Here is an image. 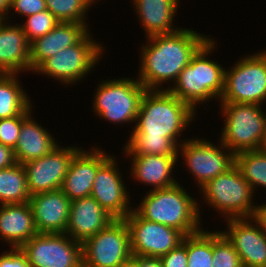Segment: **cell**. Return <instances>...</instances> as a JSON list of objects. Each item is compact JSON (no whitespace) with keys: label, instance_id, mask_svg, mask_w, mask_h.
Returning <instances> with one entry per match:
<instances>
[{"label":"cell","instance_id":"4","mask_svg":"<svg viewBox=\"0 0 266 267\" xmlns=\"http://www.w3.org/2000/svg\"><path fill=\"white\" fill-rule=\"evenodd\" d=\"M182 185L178 182L167 188L146 191L139 198V204L133 205V210L141 218L177 229L184 236L197 233L206 227L201 222L198 199Z\"/></svg>","mask_w":266,"mask_h":267},{"label":"cell","instance_id":"5","mask_svg":"<svg viewBox=\"0 0 266 267\" xmlns=\"http://www.w3.org/2000/svg\"><path fill=\"white\" fill-rule=\"evenodd\" d=\"M198 192L196 196L200 197L197 198L203 199V202L198 200L201 220H204L201 217L204 212L201 208L205 204L210 210L213 209L212 211L221 215V222L231 218L252 217L257 205L256 194L235 164L225 173L208 181Z\"/></svg>","mask_w":266,"mask_h":267},{"label":"cell","instance_id":"21","mask_svg":"<svg viewBox=\"0 0 266 267\" xmlns=\"http://www.w3.org/2000/svg\"><path fill=\"white\" fill-rule=\"evenodd\" d=\"M129 2L144 31V38L157 34H170L182 28L175 25L178 23L177 12L182 7L181 0H130Z\"/></svg>","mask_w":266,"mask_h":267},{"label":"cell","instance_id":"35","mask_svg":"<svg viewBox=\"0 0 266 267\" xmlns=\"http://www.w3.org/2000/svg\"><path fill=\"white\" fill-rule=\"evenodd\" d=\"M46 9L45 0H11L10 12L5 20L12 21L10 19H14L16 16L25 19V17L42 12Z\"/></svg>","mask_w":266,"mask_h":267},{"label":"cell","instance_id":"14","mask_svg":"<svg viewBox=\"0 0 266 267\" xmlns=\"http://www.w3.org/2000/svg\"><path fill=\"white\" fill-rule=\"evenodd\" d=\"M124 220L134 256L160 258L176 248L184 238L177 229L141 218L134 210Z\"/></svg>","mask_w":266,"mask_h":267},{"label":"cell","instance_id":"36","mask_svg":"<svg viewBox=\"0 0 266 267\" xmlns=\"http://www.w3.org/2000/svg\"><path fill=\"white\" fill-rule=\"evenodd\" d=\"M163 267H187V236H184L182 243L170 252L159 258Z\"/></svg>","mask_w":266,"mask_h":267},{"label":"cell","instance_id":"2","mask_svg":"<svg viewBox=\"0 0 266 267\" xmlns=\"http://www.w3.org/2000/svg\"><path fill=\"white\" fill-rule=\"evenodd\" d=\"M216 42L217 39L211 37L180 72L172 86L166 88L197 114L200 106L201 109L209 111L211 106L208 103L213 100H215L213 103L219 102L224 92L226 66L220 64L218 59L210 58L213 53L218 52V42Z\"/></svg>","mask_w":266,"mask_h":267},{"label":"cell","instance_id":"23","mask_svg":"<svg viewBox=\"0 0 266 267\" xmlns=\"http://www.w3.org/2000/svg\"><path fill=\"white\" fill-rule=\"evenodd\" d=\"M89 28L82 23L59 22L46 35L30 43V63L33 73L46 59L60 50L75 45Z\"/></svg>","mask_w":266,"mask_h":267},{"label":"cell","instance_id":"31","mask_svg":"<svg viewBox=\"0 0 266 267\" xmlns=\"http://www.w3.org/2000/svg\"><path fill=\"white\" fill-rule=\"evenodd\" d=\"M187 258V267H212V229L208 230L203 227L197 233L187 235Z\"/></svg>","mask_w":266,"mask_h":267},{"label":"cell","instance_id":"10","mask_svg":"<svg viewBox=\"0 0 266 267\" xmlns=\"http://www.w3.org/2000/svg\"><path fill=\"white\" fill-rule=\"evenodd\" d=\"M193 136L178 147V162L180 164L183 160L182 164L189 173L187 177L193 178L194 187L199 190L208 181L229 170L235 164V155L219 139L213 143L202 135Z\"/></svg>","mask_w":266,"mask_h":267},{"label":"cell","instance_id":"25","mask_svg":"<svg viewBox=\"0 0 266 267\" xmlns=\"http://www.w3.org/2000/svg\"><path fill=\"white\" fill-rule=\"evenodd\" d=\"M38 232L29 202L0 205V241L8 248H20Z\"/></svg>","mask_w":266,"mask_h":267},{"label":"cell","instance_id":"1","mask_svg":"<svg viewBox=\"0 0 266 267\" xmlns=\"http://www.w3.org/2000/svg\"><path fill=\"white\" fill-rule=\"evenodd\" d=\"M205 34L182 26L170 34L147 37L138 46L140 60L137 80L147 90H166L171 87L196 52L211 38L210 34Z\"/></svg>","mask_w":266,"mask_h":267},{"label":"cell","instance_id":"12","mask_svg":"<svg viewBox=\"0 0 266 267\" xmlns=\"http://www.w3.org/2000/svg\"><path fill=\"white\" fill-rule=\"evenodd\" d=\"M19 249L30 267H82V244L66 233H37Z\"/></svg>","mask_w":266,"mask_h":267},{"label":"cell","instance_id":"17","mask_svg":"<svg viewBox=\"0 0 266 267\" xmlns=\"http://www.w3.org/2000/svg\"><path fill=\"white\" fill-rule=\"evenodd\" d=\"M83 148L73 157L60 188L71 201L90 196L98 168L113 154L95 142Z\"/></svg>","mask_w":266,"mask_h":267},{"label":"cell","instance_id":"18","mask_svg":"<svg viewBox=\"0 0 266 267\" xmlns=\"http://www.w3.org/2000/svg\"><path fill=\"white\" fill-rule=\"evenodd\" d=\"M124 158L128 160L127 162H129L130 159L129 163H131V166L129 165L128 169L124 170L126 175L130 174L129 176H125V179L129 177V181L132 180L139 185L151 187V189L148 190L167 188L180 182L175 176V173H177L176 170L178 169L177 167H180L177 164L178 156L148 154L141 156H124L123 160Z\"/></svg>","mask_w":266,"mask_h":267},{"label":"cell","instance_id":"37","mask_svg":"<svg viewBox=\"0 0 266 267\" xmlns=\"http://www.w3.org/2000/svg\"><path fill=\"white\" fill-rule=\"evenodd\" d=\"M0 253V267H30L26 256L19 248H7Z\"/></svg>","mask_w":266,"mask_h":267},{"label":"cell","instance_id":"3","mask_svg":"<svg viewBox=\"0 0 266 267\" xmlns=\"http://www.w3.org/2000/svg\"><path fill=\"white\" fill-rule=\"evenodd\" d=\"M197 115L189 105L168 90H146L134 130L141 137H169L179 147L189 138L184 133L189 132L191 125L194 126L191 123L195 119L197 121Z\"/></svg>","mask_w":266,"mask_h":267},{"label":"cell","instance_id":"32","mask_svg":"<svg viewBox=\"0 0 266 267\" xmlns=\"http://www.w3.org/2000/svg\"><path fill=\"white\" fill-rule=\"evenodd\" d=\"M212 267H243L240 256L226 237L213 229Z\"/></svg>","mask_w":266,"mask_h":267},{"label":"cell","instance_id":"27","mask_svg":"<svg viewBox=\"0 0 266 267\" xmlns=\"http://www.w3.org/2000/svg\"><path fill=\"white\" fill-rule=\"evenodd\" d=\"M30 197L23 164L0 169V205L26 203Z\"/></svg>","mask_w":266,"mask_h":267},{"label":"cell","instance_id":"38","mask_svg":"<svg viewBox=\"0 0 266 267\" xmlns=\"http://www.w3.org/2000/svg\"><path fill=\"white\" fill-rule=\"evenodd\" d=\"M14 150L0 143V169L16 164Z\"/></svg>","mask_w":266,"mask_h":267},{"label":"cell","instance_id":"20","mask_svg":"<svg viewBox=\"0 0 266 267\" xmlns=\"http://www.w3.org/2000/svg\"><path fill=\"white\" fill-rule=\"evenodd\" d=\"M35 227L38 233H65L71 200L61 189L35 194L30 197Z\"/></svg>","mask_w":266,"mask_h":267},{"label":"cell","instance_id":"16","mask_svg":"<svg viewBox=\"0 0 266 267\" xmlns=\"http://www.w3.org/2000/svg\"><path fill=\"white\" fill-rule=\"evenodd\" d=\"M224 222L226 228L219 231L235 248L243 267H266V234L252 217Z\"/></svg>","mask_w":266,"mask_h":267},{"label":"cell","instance_id":"8","mask_svg":"<svg viewBox=\"0 0 266 267\" xmlns=\"http://www.w3.org/2000/svg\"><path fill=\"white\" fill-rule=\"evenodd\" d=\"M218 115L223 117L219 140L235 155L260 150L266 136L264 105L218 102ZM224 123V125H223Z\"/></svg>","mask_w":266,"mask_h":267},{"label":"cell","instance_id":"40","mask_svg":"<svg viewBox=\"0 0 266 267\" xmlns=\"http://www.w3.org/2000/svg\"><path fill=\"white\" fill-rule=\"evenodd\" d=\"M139 267H163L159 258L139 256Z\"/></svg>","mask_w":266,"mask_h":267},{"label":"cell","instance_id":"43","mask_svg":"<svg viewBox=\"0 0 266 267\" xmlns=\"http://www.w3.org/2000/svg\"><path fill=\"white\" fill-rule=\"evenodd\" d=\"M261 149H263V150L266 151V136H265V140L263 142V145H262V148Z\"/></svg>","mask_w":266,"mask_h":267},{"label":"cell","instance_id":"6","mask_svg":"<svg viewBox=\"0 0 266 267\" xmlns=\"http://www.w3.org/2000/svg\"><path fill=\"white\" fill-rule=\"evenodd\" d=\"M93 34L90 29L75 45L60 50L56 55L46 59L31 75H44L48 80L58 81V84L66 88L75 87L81 81L85 82L83 79L86 80L90 73L92 75L95 72L96 65L101 63L100 60L107 51L104 43L96 39V36L94 38Z\"/></svg>","mask_w":266,"mask_h":267},{"label":"cell","instance_id":"7","mask_svg":"<svg viewBox=\"0 0 266 267\" xmlns=\"http://www.w3.org/2000/svg\"><path fill=\"white\" fill-rule=\"evenodd\" d=\"M113 78V79H111ZM109 77L100 79L92 98V113L101 121L116 127L131 124V131L137 119L141 99L146 88L132 77ZM136 78V79H135ZM118 125V126H117Z\"/></svg>","mask_w":266,"mask_h":267},{"label":"cell","instance_id":"11","mask_svg":"<svg viewBox=\"0 0 266 267\" xmlns=\"http://www.w3.org/2000/svg\"><path fill=\"white\" fill-rule=\"evenodd\" d=\"M131 256L129 229L124 219H114L82 243V267H118Z\"/></svg>","mask_w":266,"mask_h":267},{"label":"cell","instance_id":"13","mask_svg":"<svg viewBox=\"0 0 266 267\" xmlns=\"http://www.w3.org/2000/svg\"><path fill=\"white\" fill-rule=\"evenodd\" d=\"M114 154L98 168L90 196L114 219H124L133 210L134 197Z\"/></svg>","mask_w":266,"mask_h":267},{"label":"cell","instance_id":"30","mask_svg":"<svg viewBox=\"0 0 266 267\" xmlns=\"http://www.w3.org/2000/svg\"><path fill=\"white\" fill-rule=\"evenodd\" d=\"M98 2V3H97ZM46 8L59 22H73L85 24L91 29L88 13L99 0H45ZM87 14V15H86Z\"/></svg>","mask_w":266,"mask_h":267},{"label":"cell","instance_id":"42","mask_svg":"<svg viewBox=\"0 0 266 267\" xmlns=\"http://www.w3.org/2000/svg\"><path fill=\"white\" fill-rule=\"evenodd\" d=\"M118 267H139V256L132 255L128 260L122 262Z\"/></svg>","mask_w":266,"mask_h":267},{"label":"cell","instance_id":"29","mask_svg":"<svg viewBox=\"0 0 266 267\" xmlns=\"http://www.w3.org/2000/svg\"><path fill=\"white\" fill-rule=\"evenodd\" d=\"M235 165L254 193L266 190V151L263 149L235 154ZM262 188V189H260Z\"/></svg>","mask_w":266,"mask_h":267},{"label":"cell","instance_id":"15","mask_svg":"<svg viewBox=\"0 0 266 267\" xmlns=\"http://www.w3.org/2000/svg\"><path fill=\"white\" fill-rule=\"evenodd\" d=\"M82 146L59 144L48 155L23 164L30 196L60 189L73 157Z\"/></svg>","mask_w":266,"mask_h":267},{"label":"cell","instance_id":"28","mask_svg":"<svg viewBox=\"0 0 266 267\" xmlns=\"http://www.w3.org/2000/svg\"><path fill=\"white\" fill-rule=\"evenodd\" d=\"M127 141L122 145V155L141 156V155H161L178 156V146L169 138L141 137L134 129L130 132Z\"/></svg>","mask_w":266,"mask_h":267},{"label":"cell","instance_id":"9","mask_svg":"<svg viewBox=\"0 0 266 267\" xmlns=\"http://www.w3.org/2000/svg\"><path fill=\"white\" fill-rule=\"evenodd\" d=\"M219 102L266 104L265 48L248 52L225 68L224 92Z\"/></svg>","mask_w":266,"mask_h":267},{"label":"cell","instance_id":"33","mask_svg":"<svg viewBox=\"0 0 266 267\" xmlns=\"http://www.w3.org/2000/svg\"><path fill=\"white\" fill-rule=\"evenodd\" d=\"M19 21L29 43L50 32L59 21L47 9Z\"/></svg>","mask_w":266,"mask_h":267},{"label":"cell","instance_id":"22","mask_svg":"<svg viewBox=\"0 0 266 267\" xmlns=\"http://www.w3.org/2000/svg\"><path fill=\"white\" fill-rule=\"evenodd\" d=\"M114 220L92 197L71 201L66 234L81 244Z\"/></svg>","mask_w":266,"mask_h":267},{"label":"cell","instance_id":"19","mask_svg":"<svg viewBox=\"0 0 266 267\" xmlns=\"http://www.w3.org/2000/svg\"><path fill=\"white\" fill-rule=\"evenodd\" d=\"M12 22L0 20V73H31L30 43L16 18Z\"/></svg>","mask_w":266,"mask_h":267},{"label":"cell","instance_id":"24","mask_svg":"<svg viewBox=\"0 0 266 267\" xmlns=\"http://www.w3.org/2000/svg\"><path fill=\"white\" fill-rule=\"evenodd\" d=\"M34 110L22 121L17 145L14 149L19 164L48 155L59 144L54 133L43 127L34 117Z\"/></svg>","mask_w":266,"mask_h":267},{"label":"cell","instance_id":"34","mask_svg":"<svg viewBox=\"0 0 266 267\" xmlns=\"http://www.w3.org/2000/svg\"><path fill=\"white\" fill-rule=\"evenodd\" d=\"M31 112L23 111L20 115L0 119V143L14 150L18 142L21 123Z\"/></svg>","mask_w":266,"mask_h":267},{"label":"cell","instance_id":"41","mask_svg":"<svg viewBox=\"0 0 266 267\" xmlns=\"http://www.w3.org/2000/svg\"><path fill=\"white\" fill-rule=\"evenodd\" d=\"M11 0H0V20L6 19L9 15Z\"/></svg>","mask_w":266,"mask_h":267},{"label":"cell","instance_id":"39","mask_svg":"<svg viewBox=\"0 0 266 267\" xmlns=\"http://www.w3.org/2000/svg\"><path fill=\"white\" fill-rule=\"evenodd\" d=\"M257 203L252 215V219L257 223L259 228L266 234V202Z\"/></svg>","mask_w":266,"mask_h":267},{"label":"cell","instance_id":"26","mask_svg":"<svg viewBox=\"0 0 266 267\" xmlns=\"http://www.w3.org/2000/svg\"><path fill=\"white\" fill-rule=\"evenodd\" d=\"M19 75L0 73V119L17 116L23 111H33L36 108Z\"/></svg>","mask_w":266,"mask_h":267}]
</instances>
